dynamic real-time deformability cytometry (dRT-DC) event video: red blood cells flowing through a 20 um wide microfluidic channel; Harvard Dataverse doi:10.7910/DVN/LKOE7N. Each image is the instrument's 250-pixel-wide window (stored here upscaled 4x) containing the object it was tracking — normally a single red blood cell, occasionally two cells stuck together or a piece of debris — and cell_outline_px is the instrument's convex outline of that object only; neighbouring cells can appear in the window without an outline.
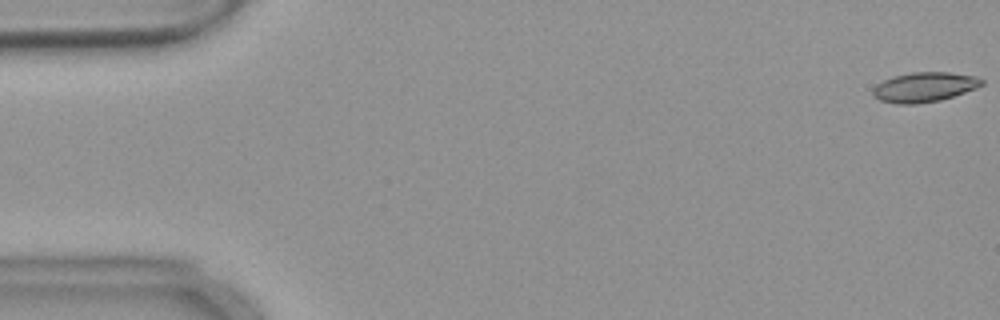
{"species": "common noctule bat (a hibernating species)", "species_latin": "Nyctalus noctula", "temperature_condition": "warm", "stored_images_in_passage": 55, "camera_frame_rate_fps": 3000, "um_per_image_px": 0.085, "animal": {"sex": "female", "body_mass_g": 18.4}, "frame": {"image": 1, "passage_image": 1, "time_ms": 0.0, "image_size_px": [1000, 320], "cell_outline_px": [[984, 84], [976, 88], [940, 100], [916, 104], [896, 104], [880, 100], [872, 96], [872, 88], [876, 84], [892, 76], [912, 72], [948, 72], [976, 76], [984, 80]], "centroid_in_image_um": [78.54, 7.4], "position_along_channel_um": 6.5, "area_um2": 18.96}}
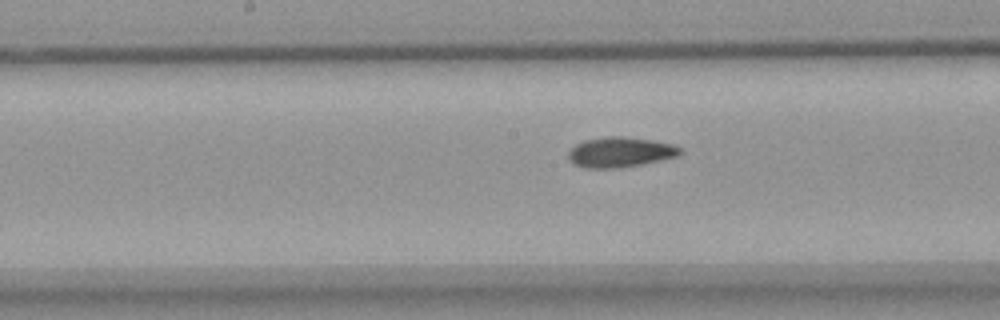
{"frame": {"image": 2, "passage_image": 28, "time_ms": 9.0, "image_size_px": [1000, 320], "cell_outline_px": [[684, 152], [676, 156], [660, 160], [640, 164], [616, 168], [584, 168], [568, 160], [568, 152], [576, 144], [584, 140], [608, 136], [624, 136], [652, 140], [672, 144], [684, 148]], "centroid_in_image_um": [52.73, 12.92], "position_along_channel_um": 195.5, "area_um2": 19.65}}
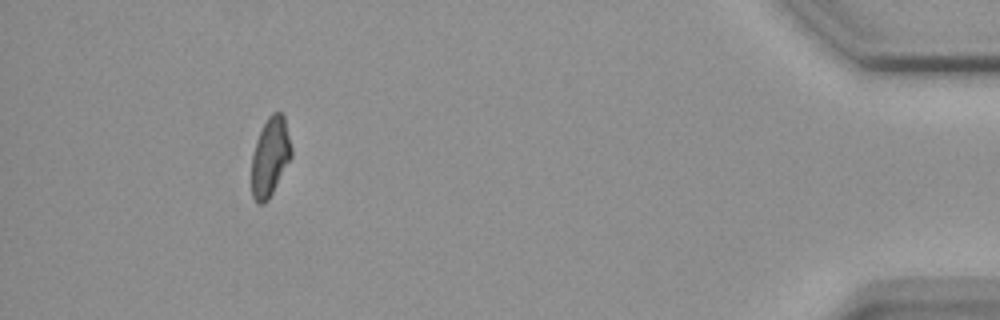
{"frame": {"image": 3, "passage_image": 51, "time_ms": 16.667, "image_size_px": [1000, 320], "cell_outline_px": [[292, 156], [268, 200], [264, 204], [260, 204], [252, 196], [252, 156], [256, 140], [268, 116], [272, 112], [280, 112], [284, 116], [292, 148]], "centroid_in_image_um": [22.97, 13.32], "position_along_channel_um": 412.2, "area_um2": 18.09}, "authors_computed_cell_mechanics": {"area_um2": 18.7272, "velocity_mm_per_s": 3.6536, "shape_relaxation_time_tau1_ms": null, "shape_relaxation_time_tau2_ms": 1.4311, "deformation_change_tau1": null, "deformation_change_tau2": 0.0591}}